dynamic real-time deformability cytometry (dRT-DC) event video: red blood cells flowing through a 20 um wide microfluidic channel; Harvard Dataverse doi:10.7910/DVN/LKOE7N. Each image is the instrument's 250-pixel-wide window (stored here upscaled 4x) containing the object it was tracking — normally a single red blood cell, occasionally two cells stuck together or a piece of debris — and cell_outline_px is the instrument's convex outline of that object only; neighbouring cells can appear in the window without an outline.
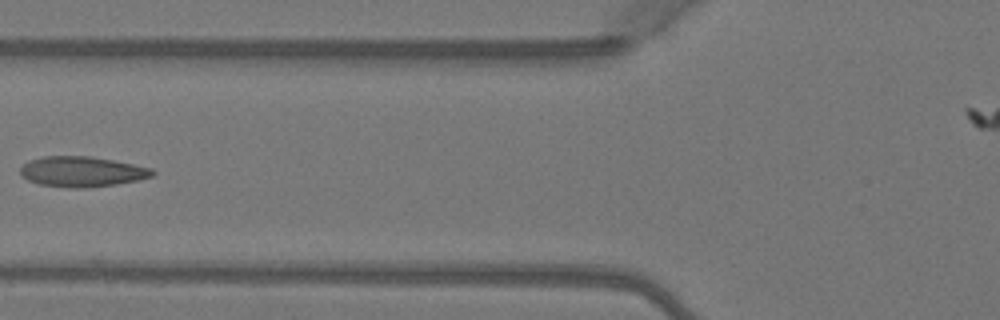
{"species": "Egyptian fruit bat (a non-hibernating species)", "species_latin": "Rousettus aegyptiacus", "temperature_condition": "warm", "stored_images_in_passage": 5, "camera_frame_rate_fps": 3000, "um_per_image_px": 0.085, "animal": {"sex": "female"}, "frame": {"image": 1, "passage_image": 5, "time_ms": 1.333, "image_size_px": [1000, 320], "cell_outline_px": [[156, 172], [152, 176], [136, 180], [116, 184], [84, 188], [72, 188], [40, 184], [28, 180], [20, 176], [20, 164], [28, 160], [44, 156], [88, 156], [112, 160], [152, 168]], "centroid_in_image_um": [6.91, 14.58], "position_along_channel_um": 118.9, "area_um2": 23.35}}